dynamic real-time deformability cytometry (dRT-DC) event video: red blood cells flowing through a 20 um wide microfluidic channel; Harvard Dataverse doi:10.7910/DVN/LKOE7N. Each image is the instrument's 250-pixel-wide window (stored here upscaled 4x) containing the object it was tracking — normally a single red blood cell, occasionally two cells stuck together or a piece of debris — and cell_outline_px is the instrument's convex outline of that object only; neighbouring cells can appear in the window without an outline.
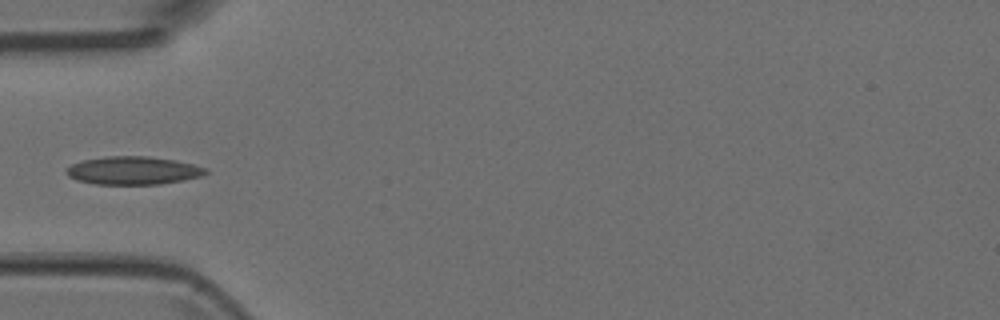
{"species": "Egyptian fruit bat (a non-hibernating species)", "species_latin": "Rousettus aegyptiacus", "temperature_condition": "room temperature", "stored_images_in_passage": 4, "camera_frame_rate_fps": 3000, "um_per_image_px": 0.085, "animal": {"sex": "female"}, "frame": {"image": 1, "passage_image": 4, "time_ms": 1.0, "image_size_px": [1000, 320], "cell_outline_px": [[208, 172], [200, 176], [184, 180], [160, 184], [96, 184], [76, 180], [68, 176], [64, 172], [72, 164], [84, 160], [108, 156], [148, 156], [176, 160], [208, 168]], "centroid_in_image_um": [11.33, 14.49], "position_along_channel_um": 73.7, "area_um2": 22.77}}